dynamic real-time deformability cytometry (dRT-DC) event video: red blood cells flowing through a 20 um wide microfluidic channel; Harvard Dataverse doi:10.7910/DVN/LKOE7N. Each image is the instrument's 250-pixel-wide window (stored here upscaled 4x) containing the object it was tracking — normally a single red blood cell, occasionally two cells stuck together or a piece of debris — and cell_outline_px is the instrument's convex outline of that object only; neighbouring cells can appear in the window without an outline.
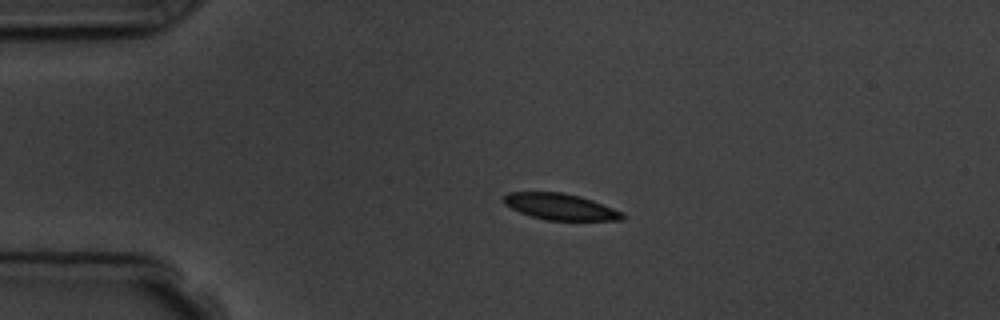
{"species": "common noctule bat (a hibernating species)", "species_latin": "Nyctalus noctula", "temperature_condition": "room temperature", "stored_images_in_passage": 14, "camera_frame_rate_fps": 3000, "um_per_image_px": 0.085, "animal": {"sex": "male", "body_mass_g": 19.5, "forearm_length_mm": 54.6}, "frame": {"image": 1, "passage_image": 3, "time_ms": 2.333, "image_size_px": [1000, 320], "cell_outline_px": [[624, 220], [544, 220], [520, 212], [504, 204], [504, 196], [508, 192], [560, 192], [580, 196], [592, 200], [624, 212]], "centroid_in_image_um": [47.65, 17.57], "position_along_channel_um": 37.4, "area_um2": 18.09}, "authors_computed_cell_mechanics": {"area_um2": 18.6116, "velocity_mm_per_s": 3.645, "shape_relaxation_time_tau1_ms": 2.2288, "shape_relaxation_time_tau2_ms": 0.7876, "deformation_change_tau1": 0.1133, "deformation_change_tau2": 0.0508}}